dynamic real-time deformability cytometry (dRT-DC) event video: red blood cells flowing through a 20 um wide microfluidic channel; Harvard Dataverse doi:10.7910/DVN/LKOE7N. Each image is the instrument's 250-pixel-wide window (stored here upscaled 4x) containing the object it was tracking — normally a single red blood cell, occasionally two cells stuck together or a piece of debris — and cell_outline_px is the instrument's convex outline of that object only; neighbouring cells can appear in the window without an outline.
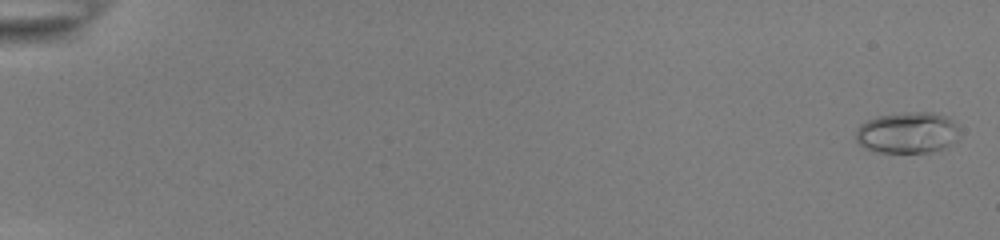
{"species": "common noctule bat (a hibernating species)", "species_latin": "Nyctalus noctula", "temperature_condition": "room temperature", "stored_images_in_passage": 55, "camera_frame_rate_fps": 3000, "um_per_image_px": 0.085, "animal": {"sex": "female", "body_mass_g": 22.0, "forearm_length_mm": 56.7}, "frame": {"image": 1, "passage_image": 2, "time_ms": 0.333, "image_size_px": [1000, 240], "cell_outline_px": [[956, 128], [948, 144], [944, 148], [928, 152], [876, 152], [860, 144], [856, 140], [856, 128], [860, 124], [868, 120], [880, 116], [908, 112], [932, 112], [944, 116], [952, 120], [956, 124]], "centroid_in_image_um": [77.04, 11.27], "position_along_channel_um": 8.0, "area_um2": 24.1}}
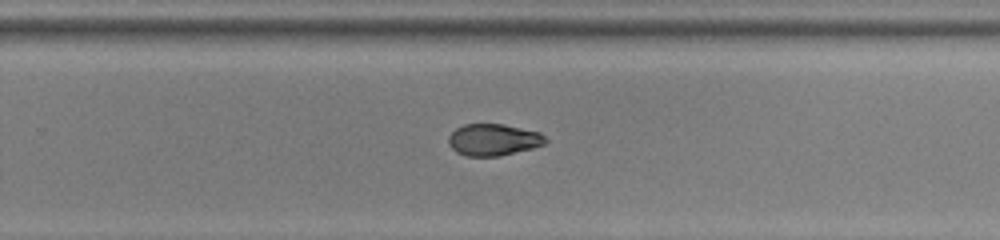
{"frame": {"image": 2, "passage_image": 38, "time_ms": 12.333, "image_size_px": [1000, 240], "cell_outline_px": [[548, 140], [544, 144], [532, 148], [500, 156], [468, 156], [456, 152], [448, 144], [448, 136], [456, 128], [464, 124], [504, 124], [540, 132]], "centroid_in_image_um": [41.93, 11.87], "position_along_channel_um": 287.9, "area_um2": 17.98}}
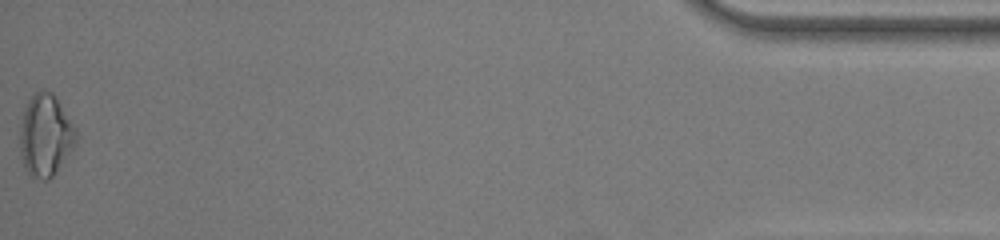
{"frame": {"image": 3, "passage_image": 55, "time_ms": 18.0, "image_size_px": [1000, 240], "cell_outline_px": [[76, 140], [52, 176], [48, 180], [32, 180], [24, 164], [20, 152], [20, 128], [24, 108], [28, 100], [36, 92], [44, 88], [52, 92], [56, 96], [76, 128]], "centroid_in_image_um": [3.83, 11.47], "position_along_channel_um": 431.4, "area_um2": 26.59}, "authors_computed_cell_mechanics": {"area_um2": 19.4786, "velocity_mm_per_s": 3.898, "shape_relaxation_time_tau1_ms": 10.7183, "shape_relaxation_time_tau2_ms": 2.1915, "deformation_change_tau1": 0.2266, "deformation_change_tau2": 0.0694}}